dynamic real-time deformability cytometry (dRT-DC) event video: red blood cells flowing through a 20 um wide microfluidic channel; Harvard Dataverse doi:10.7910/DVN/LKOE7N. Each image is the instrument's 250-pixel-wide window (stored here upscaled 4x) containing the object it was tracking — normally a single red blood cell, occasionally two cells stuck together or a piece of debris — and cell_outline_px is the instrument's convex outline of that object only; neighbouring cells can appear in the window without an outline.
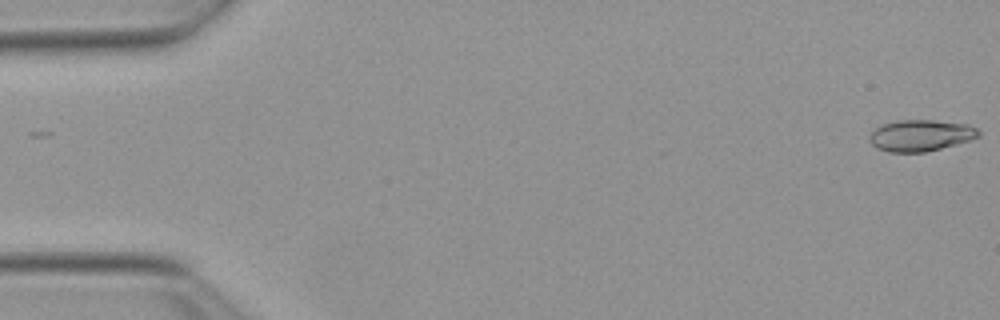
{"species": "Egyptian fruit bat (a non-hibernating species)", "species_latin": "Rousettus aegyptiacus", "temperature_condition": "warm", "stored_images_in_passage": 16, "camera_frame_rate_fps": 3000, "um_per_image_px": 0.085, "animal": {"sex": "female"}, "frame": {"image": 1, "passage_image": 1, "time_ms": 0.0, "image_size_px": [1000, 320], "cell_outline_px": [[980, 136], [968, 140], [940, 148], [924, 152], [888, 152], [872, 144], [868, 136], [876, 128], [884, 124], [900, 120], [932, 120], [968, 124], [976, 128], [980, 132]], "centroid_in_image_um": [78.26, 11.5], "position_along_channel_um": 6.7, "area_um2": 19.59}}
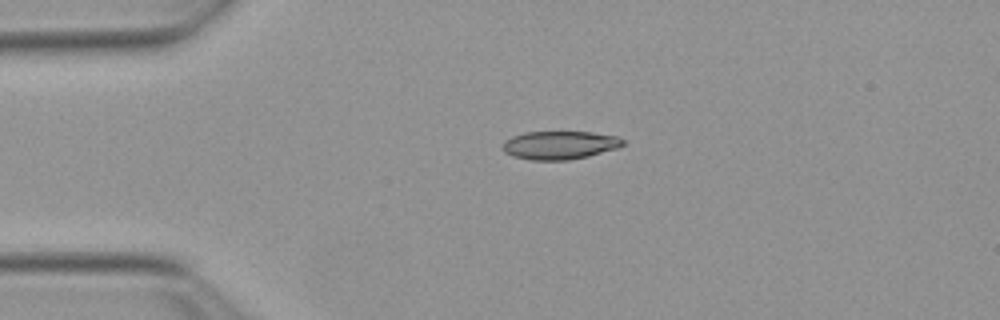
{"frame": {"image": 2, "passage_image": 12, "time_ms": 3.667, "image_size_px": [1000, 320], "cell_outline_px": [[624, 144], [616, 148], [588, 156], [568, 160], [528, 160], [512, 156], [504, 152], [504, 140], [512, 136], [524, 132], [592, 132], [616, 136], [624, 140]], "centroid_in_image_um": [47.54, 12.33], "position_along_channel_um": 37.5, "area_um2": 19.77}}